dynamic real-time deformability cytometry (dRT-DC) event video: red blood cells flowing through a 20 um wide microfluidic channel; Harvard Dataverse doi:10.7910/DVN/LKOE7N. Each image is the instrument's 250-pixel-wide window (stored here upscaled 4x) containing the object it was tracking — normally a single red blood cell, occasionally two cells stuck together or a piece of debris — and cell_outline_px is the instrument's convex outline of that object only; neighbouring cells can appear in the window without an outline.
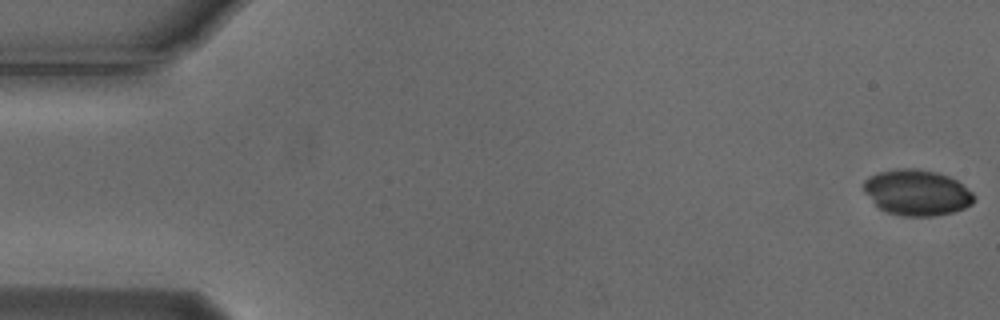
{"species": "Egyptian fruit bat (a non-hibernating species)", "species_latin": "Rousettus aegyptiacus", "temperature_condition": "cold", "stored_images_in_passage": 55, "camera_frame_rate_fps": 3000, "um_per_image_px": 0.085, "animal": {"sex": "male"}, "frame": {"image": 1, "passage_image": 1, "time_ms": 0.0, "image_size_px": [1000, 320], "cell_outline_px": [[976, 200], [972, 204], [964, 208], [952, 212], [932, 216], [900, 216], [888, 212], [880, 208], [864, 192], [864, 180], [868, 176], [880, 172], [900, 168], [916, 168], [936, 172], [948, 176], [956, 180], [972, 192], [976, 196]], "centroid_in_image_um": [77.95, 16.36], "position_along_channel_um": 7.0, "area_um2": 29.36}}
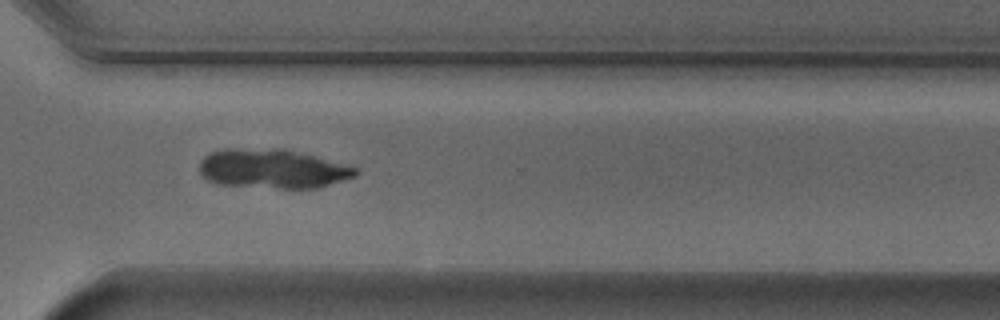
{"frame": {"image": 2, "passage_image": 40, "time_ms": 13.0, "image_size_px": [1000, 320], "cell_outline_px": [[360, 172], [356, 176], [320, 188], [280, 188], [216, 184], [208, 180], [200, 172], [200, 160], [204, 156], [212, 152], [224, 148], [284, 148], [356, 168]], "centroid_in_image_um": [23.14, 14.34], "position_along_channel_um": 347.5, "area_um2": 35.66}}
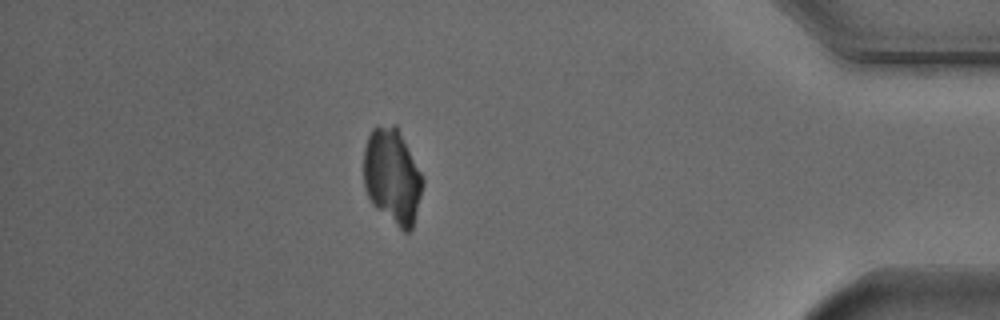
{"frame": {"image": 3, "passage_image": 48, "time_ms": 15.667, "image_size_px": [1000, 320], "cell_outline_px": [[424, 184], [412, 228], [408, 232], [404, 232], [376, 208], [372, 204], [364, 188], [364, 148], [368, 136], [372, 128], [392, 124], [396, 124], [424, 180]], "centroid_in_image_um": [33.33, 14.99], "position_along_channel_um": 401.9, "area_um2": 32.54}}